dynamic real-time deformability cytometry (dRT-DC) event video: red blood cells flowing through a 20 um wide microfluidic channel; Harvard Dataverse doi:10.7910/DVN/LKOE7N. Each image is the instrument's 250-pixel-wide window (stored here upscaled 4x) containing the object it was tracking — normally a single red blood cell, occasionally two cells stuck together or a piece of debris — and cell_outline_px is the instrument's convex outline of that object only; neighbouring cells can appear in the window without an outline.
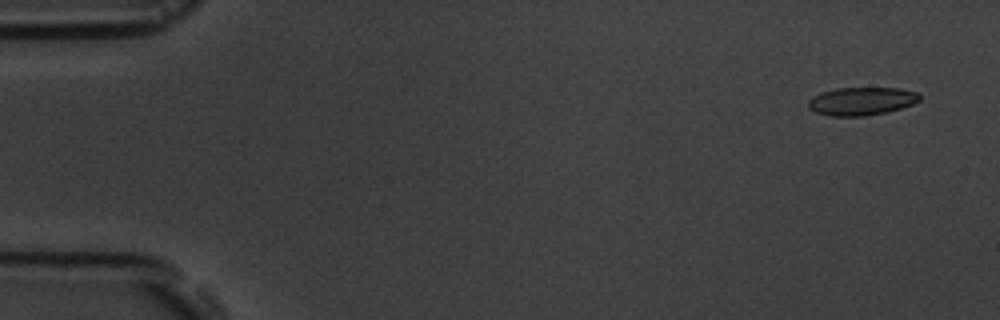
{"species": "common noctule bat (a hibernating species)", "species_latin": "Nyctalus noctula", "temperature_condition": "room temperature", "stored_images_in_passage": 4, "camera_frame_rate_fps": 3000, "um_per_image_px": 0.085, "animal": {"sex": "male", "body_mass_g": 19.5, "forearm_length_mm": 54.6}, "frame": {"image": 1, "passage_image": 1, "time_ms": 0.0, "image_size_px": [1000, 320], "cell_outline_px": [[920, 100], [912, 104], [888, 112], [864, 116], [832, 116], [816, 112], [808, 108], [808, 100], [812, 96], [820, 92], [836, 88], [900, 88], [916, 92], [920, 96]], "centroid_in_image_um": [73.2, 8.6], "position_along_channel_um": 11.8, "area_um2": 18.26}}
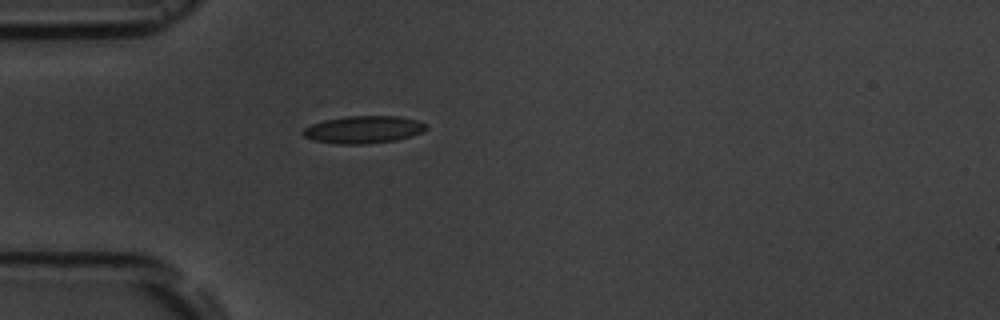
{"frame": {"image": 2, "passage_image": 4, "time_ms": 4.333, "image_size_px": [1000, 320], "cell_outline_px": [[428, 128], [424, 132], [412, 136], [396, 140], [368, 144], [336, 144], [312, 140], [304, 136], [300, 132], [304, 128], [312, 124], [324, 120], [344, 116], [400, 116], [416, 120], [428, 124]], "centroid_in_image_um": [30.91, 11.02], "position_along_channel_um": 54.1, "area_um2": 20.0}}